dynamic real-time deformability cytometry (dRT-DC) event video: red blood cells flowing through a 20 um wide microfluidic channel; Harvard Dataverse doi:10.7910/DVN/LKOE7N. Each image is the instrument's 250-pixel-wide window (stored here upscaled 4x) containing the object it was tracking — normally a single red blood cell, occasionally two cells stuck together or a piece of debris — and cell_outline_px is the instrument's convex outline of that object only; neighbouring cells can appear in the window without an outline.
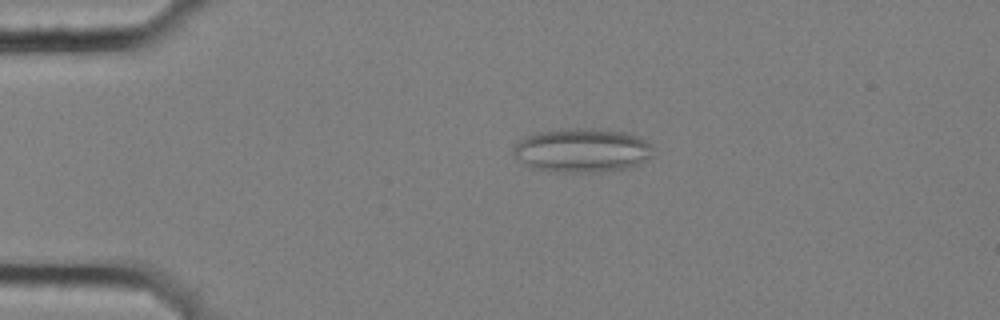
{"species": "common noctule bat (a hibernating species)", "species_latin": "Nyctalus noctula", "temperature_condition": "cold", "stored_images_in_passage": 5, "camera_frame_rate_fps": 3000, "um_per_image_px": 0.085, "animal": {"sex": "female", "body_mass_g": 25.1}, "frame": {"image": 1, "passage_image": 4, "time_ms": 1.0, "image_size_px": [1000, 320], "cell_outline_px": [[652, 156], [640, 164], [624, 168], [600, 172], [548, 172], [532, 168], [512, 156], [512, 148], [524, 136], [536, 132], [564, 128], [592, 128], [624, 132], [640, 136], [652, 144]], "centroid_in_image_um": [49.45, 12.77], "position_along_channel_um": 35.6, "area_um2": 36.41}}